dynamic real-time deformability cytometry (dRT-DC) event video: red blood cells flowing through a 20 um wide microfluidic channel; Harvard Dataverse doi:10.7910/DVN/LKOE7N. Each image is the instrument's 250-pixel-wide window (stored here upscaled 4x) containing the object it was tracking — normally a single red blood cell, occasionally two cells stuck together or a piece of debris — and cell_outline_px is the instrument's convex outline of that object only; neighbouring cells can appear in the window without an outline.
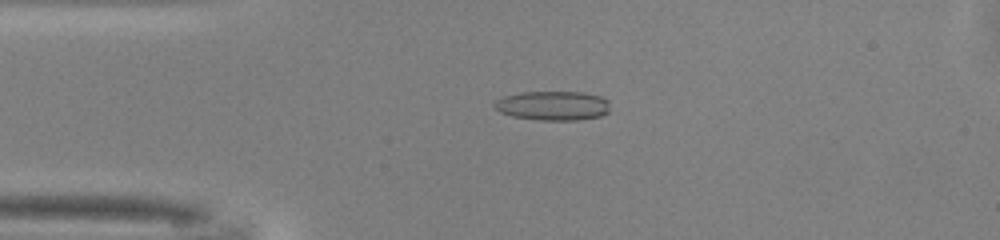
{"species": "common noctule bat (a hibernating species)", "species_latin": "Nyctalus noctula", "temperature_condition": "warm", "stored_images_in_passage": 39, "camera_frame_rate_fps": 3000, "um_per_image_px": 0.085, "animal": {"sex": "male", "body_mass_g": 13.0, "forearm_length_mm": 53.1}, "frame": {"image": 1, "passage_image": 1, "time_ms": 0.0, "image_size_px": [1000, 240], "cell_outline_px": [[608, 112], [600, 116], [576, 120], [540, 120], [512, 116], [500, 112], [492, 104], [496, 100], [504, 96], [520, 92], [584, 92], [600, 96], [608, 100]], "centroid_in_image_um": [46.98, 8.97], "position_along_channel_um": 38.0, "area_um2": 19.71}}
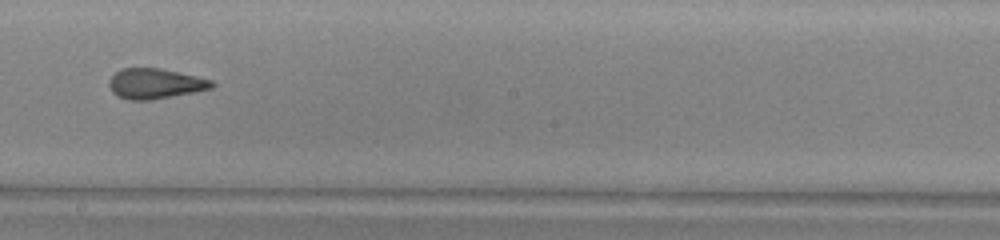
{"frame": {"image": 2, "passage_image": 17, "time_ms": 5.333, "image_size_px": [1000, 240], "cell_outline_px": [[216, 84], [212, 88], [152, 100], [128, 100], [112, 92], [108, 84], [108, 80], [120, 68], [160, 68], [196, 76], [212, 80]], "centroid_in_image_um": [13.17, 7.1], "position_along_channel_um": 235.0, "area_um2": 18.03}}
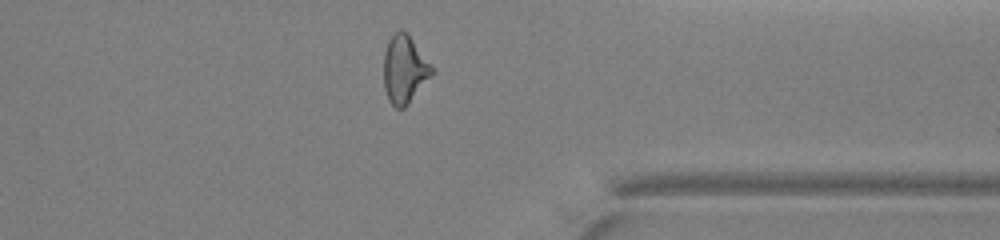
{"frame": {"image": 3, "passage_image": 28, "time_ms": 9.0, "image_size_px": [1000, 240], "cell_outline_px": [[432, 72], [404, 108], [396, 108], [388, 100], [384, 88], [384, 52], [388, 40], [400, 28], [408, 32], [432, 64]], "centroid_in_image_um": [34.35, 5.83], "position_along_channel_um": 377.0, "area_um2": 18.84}, "authors_computed_cell_mechanics": {"area_um2": 18.6694, "velocity_mm_per_s": 4.1568, "shape_relaxation_time_tau1_ms": 6.3835, "shape_relaxation_time_tau2_ms": 1.6514, "deformation_change_tau1": 0.2156, "deformation_change_tau2": 0.1107}}